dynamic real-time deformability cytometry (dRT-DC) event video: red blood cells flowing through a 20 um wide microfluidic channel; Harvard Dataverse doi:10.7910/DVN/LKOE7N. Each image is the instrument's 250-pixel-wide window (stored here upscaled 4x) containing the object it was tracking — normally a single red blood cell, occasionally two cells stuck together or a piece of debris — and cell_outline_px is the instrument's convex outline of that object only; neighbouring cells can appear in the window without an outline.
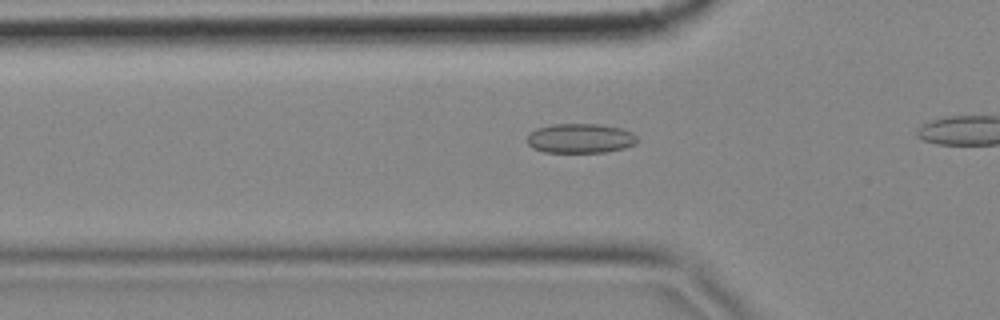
{"species": "common noctule bat (a hibernating species)", "species_latin": "Nyctalus noctula", "temperature_condition": "cold", "stored_images_in_passage": 16, "camera_frame_rate_fps": 3000, "um_per_image_px": 0.085, "animal": {"sex": "female", "body_mass_g": 18.4}, "frame": {"image": 1, "passage_image": 10, "time_ms": 3.0, "image_size_px": [1000, 320], "cell_outline_px": [[636, 144], [624, 148], [604, 152], [544, 152], [532, 148], [528, 144], [528, 136], [536, 128], [552, 124], [600, 124], [620, 128], [632, 132], [636, 136]], "centroid_in_image_um": [49.32, 11.76], "position_along_channel_um": 76.5, "area_um2": 18.9}}
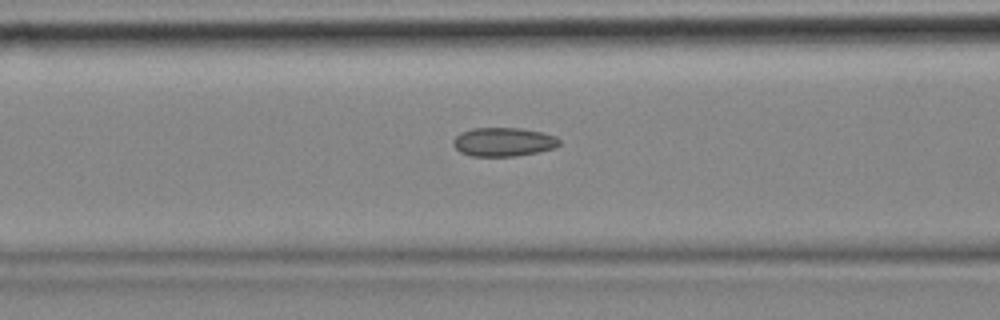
{"frame": {"image": 2, "passage_image": 14, "time_ms": 4.333, "image_size_px": [1000, 320], "cell_outline_px": [[560, 144], [552, 148], [536, 152], [516, 156], [472, 156], [460, 152], [452, 144], [452, 140], [460, 132], [472, 128], [520, 128], [544, 132], [556, 136], [560, 140]], "centroid_in_image_um": [42.77, 12.05], "position_along_channel_um": 123.8, "area_um2": 17.86}}